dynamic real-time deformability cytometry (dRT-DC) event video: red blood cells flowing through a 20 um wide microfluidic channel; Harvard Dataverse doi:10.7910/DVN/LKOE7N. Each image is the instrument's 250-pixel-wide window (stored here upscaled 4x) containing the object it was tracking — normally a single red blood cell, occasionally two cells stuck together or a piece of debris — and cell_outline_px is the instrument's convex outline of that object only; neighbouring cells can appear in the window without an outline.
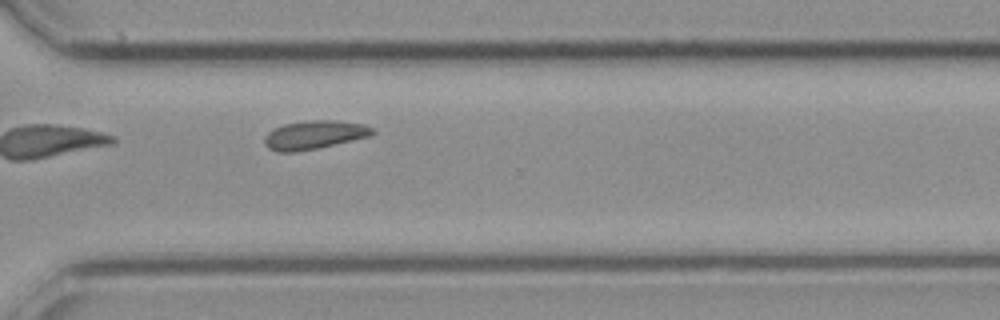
{"species": "common noctule bat (a hibernating species)", "species_latin": "Nyctalus noctula", "temperature_condition": "cold", "stored_images_in_passage": 14, "camera_frame_rate_fps": 3000, "um_per_image_px": 0.085, "animal": {"sex": "female", "body_mass_g": 21.9}, "frame": {"image": 1, "passage_image": 14, "time_ms": 4.333, "image_size_px": [1000, 320], "cell_outline_px": [[376, 132], [372, 136], [320, 148], [296, 152], [276, 152], [268, 148], [264, 144], [264, 136], [268, 132], [284, 124], [308, 120], [336, 120], [364, 124], [372, 128]], "centroid_in_image_um": [26.73, 11.47], "position_along_channel_um": 343.9, "area_um2": 18.26}}